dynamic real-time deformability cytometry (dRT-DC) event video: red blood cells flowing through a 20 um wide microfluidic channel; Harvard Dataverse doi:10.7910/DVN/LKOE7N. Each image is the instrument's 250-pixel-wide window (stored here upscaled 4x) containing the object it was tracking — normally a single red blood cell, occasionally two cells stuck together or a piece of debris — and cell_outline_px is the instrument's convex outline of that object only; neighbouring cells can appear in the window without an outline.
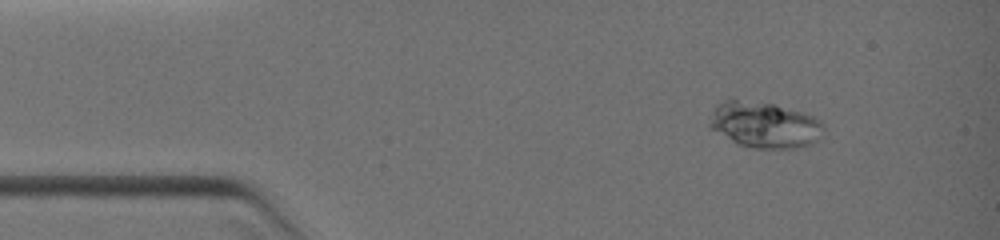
{"species": "common noctule bat (a hibernating species)", "species_latin": "Nyctalus noctula", "temperature_condition": "warm", "stored_images_in_passage": 28, "camera_frame_rate_fps": 3000, "um_per_image_px": 0.085, "animal": {"sex": "female", "body_mass_g": 19.0, "forearm_length_mm": 51.5}, "frame": {"image": 1, "passage_image": 4, "time_ms": 1.333, "image_size_px": [1000, 240], "cell_outline_px": [[824, 128], [816, 140], [812, 144], [796, 148], [752, 148], [740, 144], [708, 128], [708, 124], [712, 112], [716, 104], [732, 96], [772, 104], [804, 112], [820, 120], [824, 124]], "centroid_in_image_um": [64.93, 10.57], "position_along_channel_um": 20.1, "area_um2": 30.98}}
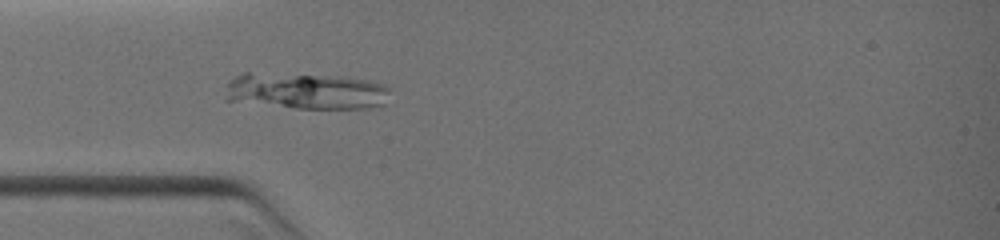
{"frame": {"image": 2, "passage_image": 9, "time_ms": 3.667, "image_size_px": [1000, 240], "cell_outline_px": [[388, 92], [384, 104], [368, 108], [296, 108], [228, 100], [228, 84], [236, 76], [244, 72], [248, 72], [344, 76], [368, 80], [384, 84], [388, 88]], "centroid_in_image_um": [26.06, 7.72], "position_along_channel_um": 58.9, "area_um2": 34.56}}